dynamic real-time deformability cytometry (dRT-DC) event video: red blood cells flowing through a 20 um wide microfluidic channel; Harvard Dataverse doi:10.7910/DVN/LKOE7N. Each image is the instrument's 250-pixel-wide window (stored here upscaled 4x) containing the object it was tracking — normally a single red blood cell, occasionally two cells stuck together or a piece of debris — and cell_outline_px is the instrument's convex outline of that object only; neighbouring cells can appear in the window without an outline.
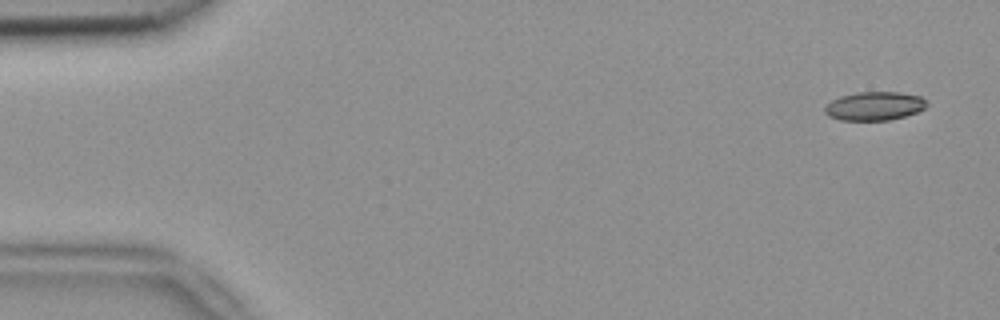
{"species": "common noctule bat (a hibernating species)", "species_latin": "Nyctalus noctula", "temperature_condition": "room temperature", "stored_images_in_passage": 4, "camera_frame_rate_fps": 3000, "um_per_image_px": 0.085, "animal": {"sex": "female", "body_mass_g": 18.4}, "frame": {"image": 1, "passage_image": 1, "time_ms": 0.0, "image_size_px": [1000, 320], "cell_outline_px": [[928, 104], [924, 108], [916, 112], [904, 116], [888, 120], [840, 120], [828, 116], [824, 112], [824, 108], [832, 100], [840, 96], [856, 92], [900, 92], [920, 96]], "centroid_in_image_um": [74.3, 9.01], "position_along_channel_um": 10.7, "area_um2": 16.94}}
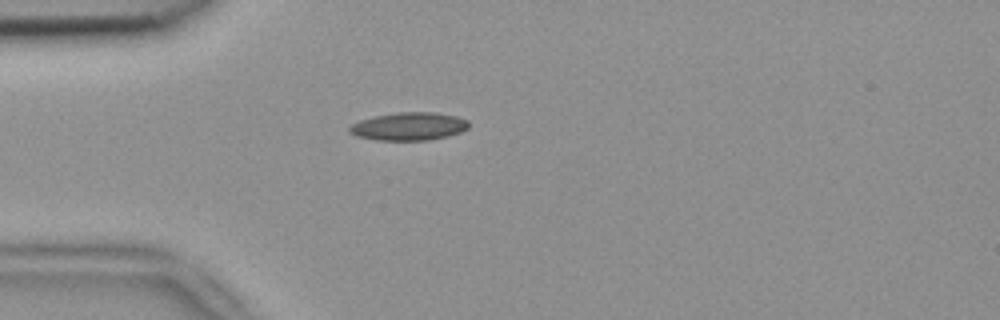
{"frame": {"image": 2, "passage_image": 3, "time_ms": 0.667, "image_size_px": [1000, 320], "cell_outline_px": [[468, 128], [460, 132], [448, 136], [428, 140], [376, 140], [356, 136], [348, 132], [348, 128], [352, 124], [360, 120], [376, 116], [400, 112], [432, 112], [456, 116], [468, 120]], "centroid_in_image_um": [34.74, 10.75], "position_along_channel_um": 50.3, "area_um2": 19.36}}